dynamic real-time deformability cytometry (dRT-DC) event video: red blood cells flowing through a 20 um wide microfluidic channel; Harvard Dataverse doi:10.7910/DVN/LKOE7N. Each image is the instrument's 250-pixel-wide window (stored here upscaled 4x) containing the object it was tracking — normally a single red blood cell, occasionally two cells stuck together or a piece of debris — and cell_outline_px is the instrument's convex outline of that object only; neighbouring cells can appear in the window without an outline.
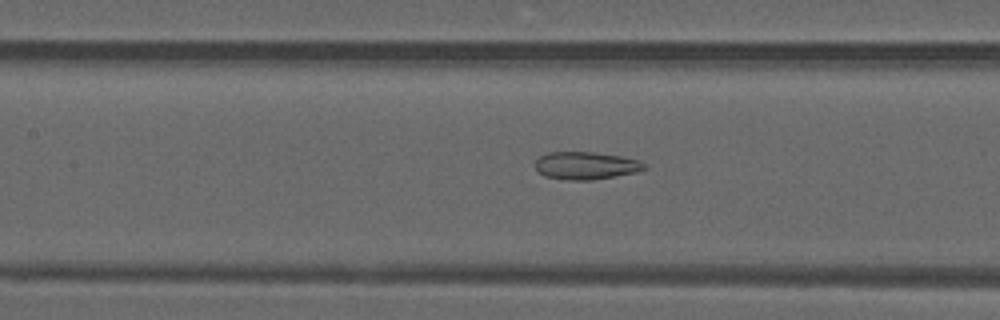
{"species": "common noctule bat (a hibernating species)", "species_latin": "Nyctalus noctula", "temperature_condition": "warm", "stored_images_in_passage": 23, "camera_frame_rate_fps": 3000, "um_per_image_px": 0.085, "animal": {"sex": "male", "forearm_length_mm": 52.5}, "frame": {"image": 1, "passage_image": 22, "time_ms": 7.0, "image_size_px": [1000, 320], "cell_outline_px": [[648, 168], [636, 172], [592, 180], [564, 180], [544, 176], [536, 168], [536, 160], [540, 156], [548, 152], [596, 152], [620, 156], [640, 160], [648, 164]], "centroid_in_image_um": [49.84, 14.07], "position_along_channel_um": 157.6, "area_um2": 17.69}}